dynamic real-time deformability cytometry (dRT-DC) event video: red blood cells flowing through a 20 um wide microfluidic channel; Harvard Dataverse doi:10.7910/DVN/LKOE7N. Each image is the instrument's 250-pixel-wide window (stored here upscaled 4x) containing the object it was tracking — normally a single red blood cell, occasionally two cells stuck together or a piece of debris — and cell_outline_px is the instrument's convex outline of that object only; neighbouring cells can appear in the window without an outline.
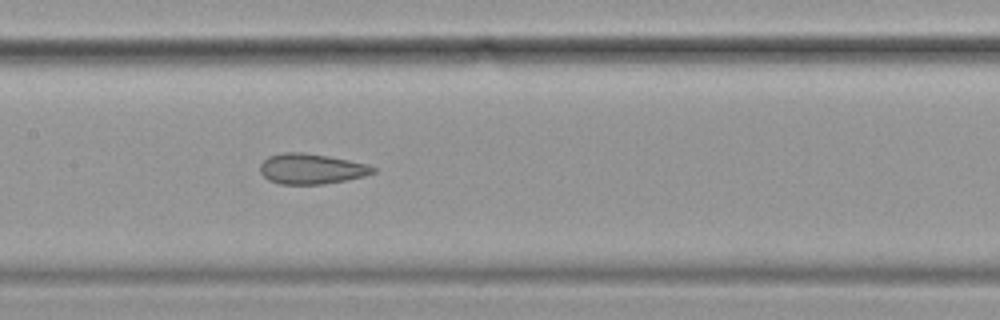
{"species": "common noctule bat (a hibernating species)", "species_latin": "Nyctalus noctula", "temperature_condition": "cold", "stored_images_in_passage": 34, "camera_frame_rate_fps": 3000, "um_per_image_px": 0.085, "animal": {"sex": "female", "body_mass_g": 19.9}, "frame": {"image": 1, "passage_image": 15, "time_ms": 4.667, "image_size_px": [1000, 320], "cell_outline_px": [[376, 172], [364, 176], [324, 184], [280, 184], [268, 180], [260, 172], [260, 164], [268, 156], [284, 152], [304, 152], [328, 156], [368, 164], [376, 168]], "centroid_in_image_um": [26.45, 14.34], "position_along_channel_um": 180.9, "area_um2": 20.0}}